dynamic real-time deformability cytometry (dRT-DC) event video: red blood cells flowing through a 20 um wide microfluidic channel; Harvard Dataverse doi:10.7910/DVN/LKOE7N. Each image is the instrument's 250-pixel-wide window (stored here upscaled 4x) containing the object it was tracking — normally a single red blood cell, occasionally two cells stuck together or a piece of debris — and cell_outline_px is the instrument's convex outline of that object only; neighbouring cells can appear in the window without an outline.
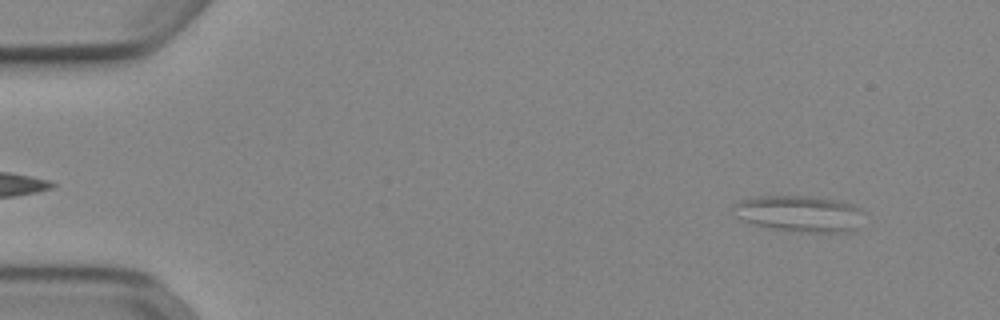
{"species": "Egyptian fruit bat (a non-hibernating species)", "species_latin": "Rousettus aegyptiacus", "temperature_condition": "cold", "stored_images_in_passage": 54, "camera_frame_rate_fps": 3000, "um_per_image_px": 0.085, "animal": {"sex": "female"}, "frame": {"image": 1, "passage_image": 5, "time_ms": 1.333, "image_size_px": [1000, 320], "cell_outline_px": [[864, 212], [856, 228], [852, 232], [800, 232], [772, 228], [752, 224], [744, 220], [732, 208], [732, 204], [740, 200], [756, 196], [808, 196], [844, 200], [860, 208]], "centroid_in_image_um": [68.0, 18.15], "position_along_channel_um": 17.0, "area_um2": 27.74}}
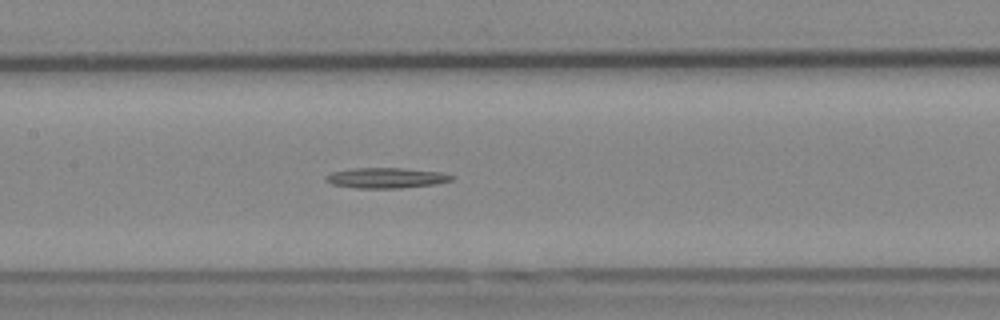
{"frame": {"image": 2, "passage_image": 26, "time_ms": 8.333, "image_size_px": [1000, 320], "cell_outline_px": [[452, 180], [436, 184], [400, 188], [356, 188], [332, 184], [324, 180], [324, 176], [332, 172], [352, 168], [404, 168], [444, 172], [452, 176]], "centroid_in_image_um": [32.8, 15.12], "position_along_channel_um": 174.6, "area_um2": 15.03}}
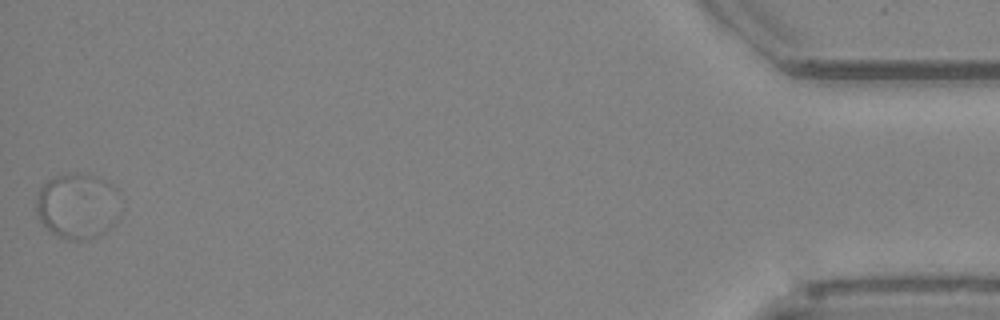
{"frame": {"image": 3, "passage_image": 53, "time_ms": 17.333, "image_size_px": [1000, 320], "cell_outline_px": [[120, 216], [112, 228], [100, 236], [84, 240], [68, 240], [56, 236], [40, 220], [36, 212], [36, 192], [48, 180], [56, 176], [72, 172], [76, 172], [100, 176], [112, 184], [120, 192]], "centroid_in_image_um": [6.65, 17.49], "position_along_channel_um": 428.5, "area_um2": 33.29}}